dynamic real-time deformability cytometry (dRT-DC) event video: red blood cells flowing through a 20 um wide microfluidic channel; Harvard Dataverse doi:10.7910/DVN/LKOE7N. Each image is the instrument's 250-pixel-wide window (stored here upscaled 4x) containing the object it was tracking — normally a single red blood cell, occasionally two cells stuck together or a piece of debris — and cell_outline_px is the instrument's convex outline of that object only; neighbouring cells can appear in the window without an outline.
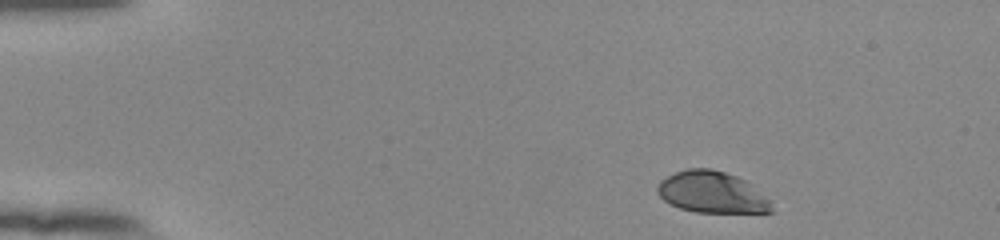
{"species": "human", "species_latin": "Homo sapiens", "temperature_condition": "room temperature", "stored_images_in_passage": 47, "camera_frame_rate_fps": 3000, "um_per_image_px": 0.085, "donor": {"sex": "female"}, "frame": {"image": 1, "passage_image": 1, "time_ms": 0.0, "image_size_px": [1000, 240], "cell_outline_px": [[776, 212], [696, 212], [680, 208], [664, 200], [656, 192], [656, 188], [660, 180], [676, 172], [688, 168], [712, 168], [736, 176], [744, 180], [772, 200]], "centroid_in_image_um": [60.54, 16.35], "position_along_channel_um": 24.5, "area_um2": 27.69}}
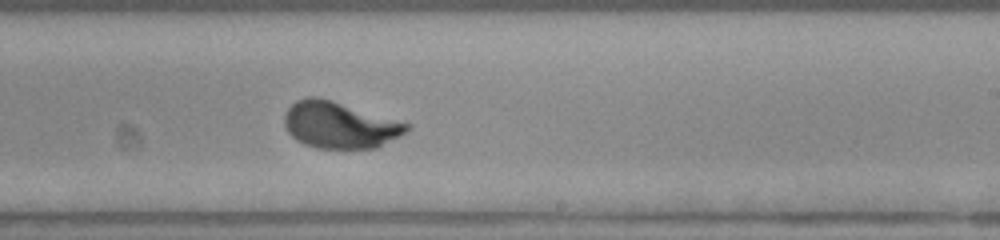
{"frame": {"image": 2, "passage_image": 27, "time_ms": 8.667, "image_size_px": [1000, 240], "cell_outline_px": [[412, 128], [400, 136], [376, 148], [316, 148], [304, 144], [296, 140], [288, 132], [284, 124], [284, 116], [288, 108], [296, 100], [308, 96], [316, 96], [332, 100], [412, 124]], "centroid_in_image_um": [28.88, 10.62], "position_along_channel_um": 260.1, "area_um2": 33.29}}
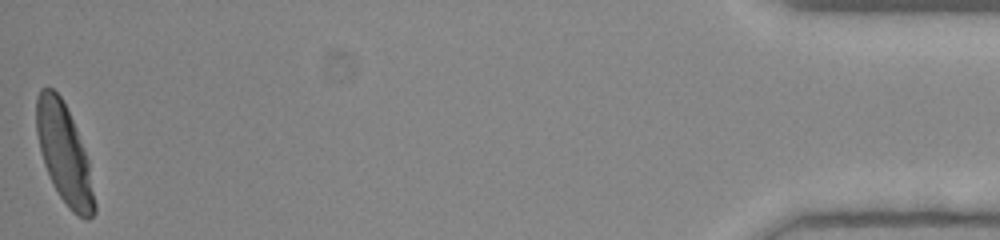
{"frame": {"image": 3, "passage_image": 47, "time_ms": 15.333, "image_size_px": [1000, 240], "cell_outline_px": [[96, 212], [88, 220], [84, 220], [72, 212], [68, 208], [60, 196], [44, 164], [40, 152], [36, 132], [36, 96], [40, 88], [52, 88], [60, 96], [76, 128], [88, 160], [96, 204]], "centroid_in_image_um": [5.45, 13.1], "position_along_channel_um": 429.7, "area_um2": 33.23}, "authors_computed_cell_mechanics": {"area_um2": 32.5414, "velocity_mm_per_s": 3.8481, "shape_relaxation_time_tau1_ms": 2.203, "shape_relaxation_time_tau2_ms": null, "deformation_change_tau1": 0.1525, "deformation_change_tau2": null}}